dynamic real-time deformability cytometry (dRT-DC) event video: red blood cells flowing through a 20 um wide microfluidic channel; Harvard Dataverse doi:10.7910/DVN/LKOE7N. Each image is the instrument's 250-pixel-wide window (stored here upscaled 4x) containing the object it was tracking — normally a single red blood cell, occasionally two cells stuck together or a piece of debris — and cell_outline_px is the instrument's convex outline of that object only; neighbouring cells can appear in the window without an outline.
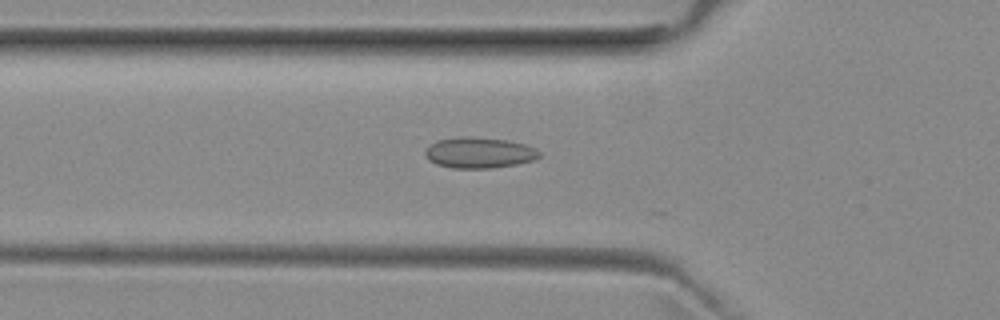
{"species": "common noctule bat (a hibernating species)", "species_latin": "Nyctalus noctula", "temperature_condition": "room temperature", "stored_images_in_passage": 51, "camera_frame_rate_fps": 3000, "um_per_image_px": 0.085, "animal": {"sex": "female", "body_mass_g": 29.2, "forearm_length_mm": 56.3}, "frame": {"image": 1, "passage_image": 17, "time_ms": 5.333, "image_size_px": [1000, 320], "cell_outline_px": [[540, 156], [536, 160], [516, 164], [492, 168], [452, 168], [436, 164], [428, 160], [424, 152], [436, 140], [460, 136], [472, 136], [504, 140], [524, 144], [540, 152]], "centroid_in_image_um": [40.71, 12.98], "position_along_channel_um": 85.1, "area_um2": 20.46}}
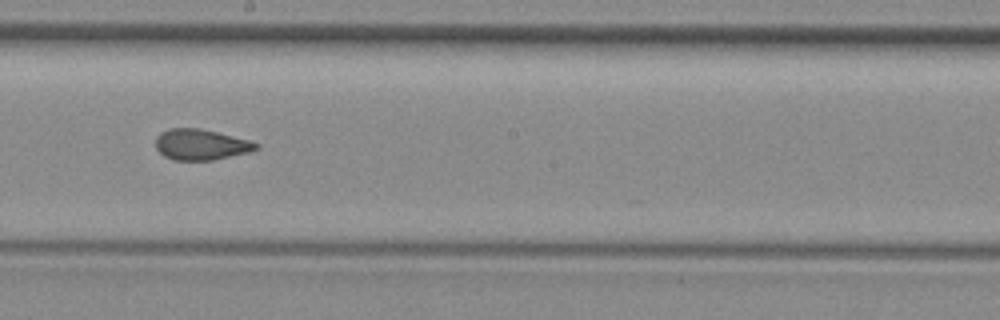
{"frame": {"image": 2, "passage_image": 28, "time_ms": 9.0, "image_size_px": [1000, 320], "cell_outline_px": [[260, 148], [248, 152], [212, 160], [176, 160], [164, 156], [156, 148], [156, 136], [160, 132], [168, 128], [200, 128], [252, 140], [260, 144]], "centroid_in_image_um": [17.09, 12.27], "position_along_channel_um": 231.1, "area_um2": 18.15}}
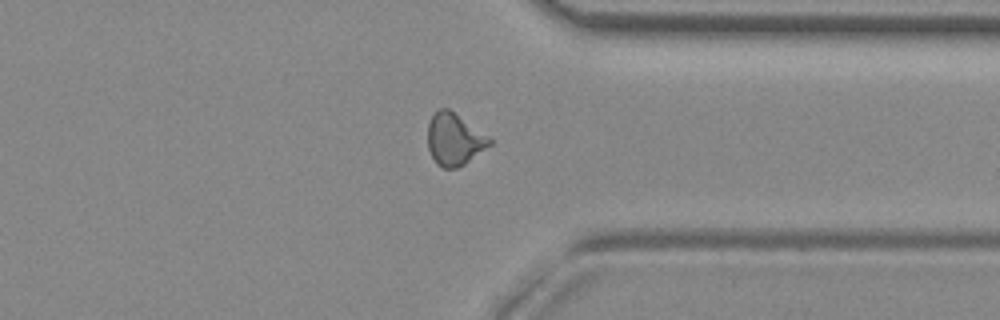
{"frame": {"image": 3, "passage_image": 39, "time_ms": 12.667, "image_size_px": [1000, 320], "cell_outline_px": [[492, 144], [464, 164], [456, 168], [444, 168], [436, 164], [428, 148], [428, 124], [432, 116], [440, 108], [448, 108], [488, 136], [492, 140]], "centroid_in_image_um": [38.61, 11.85], "position_along_channel_um": 372.8, "area_um2": 18.5}, "authors_computed_cell_mechanics": {"area_um2": 18.6694, "velocity_mm_per_s": 3.9762, "shape_relaxation_time_tau1_ms": null, "shape_relaxation_time_tau2_ms": 1.3962, "deformation_change_tau1": null, "deformation_change_tau2": 0.0851}}